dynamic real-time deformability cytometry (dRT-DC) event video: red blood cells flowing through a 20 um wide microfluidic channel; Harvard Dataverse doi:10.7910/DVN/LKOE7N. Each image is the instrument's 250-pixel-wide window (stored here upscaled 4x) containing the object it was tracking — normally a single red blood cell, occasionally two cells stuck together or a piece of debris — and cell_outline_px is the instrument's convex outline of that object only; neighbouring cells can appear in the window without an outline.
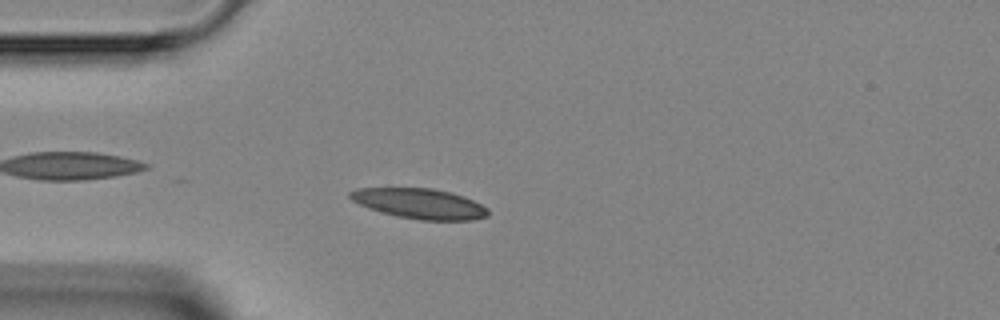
{"species": "Egyptian fruit bat (a non-hibernating species)", "species_latin": "Rousettus aegyptiacus", "temperature_condition": "room temperature", "stored_images_in_passage": 2, "camera_frame_rate_fps": 3000, "um_per_image_px": 0.085, "animal": {"sex": "female"}, "frame": {"image": 1, "passage_image": 2, "time_ms": 1.0, "image_size_px": [1000, 320], "cell_outline_px": [[488, 216], [472, 220], [420, 220], [396, 216], [380, 212], [368, 208], [352, 200], [348, 196], [348, 192], [356, 188], [432, 188], [452, 192], [464, 196], [488, 208]], "centroid_in_image_um": [35.65, 17.3], "position_along_channel_um": 49.3, "area_um2": 24.39}}